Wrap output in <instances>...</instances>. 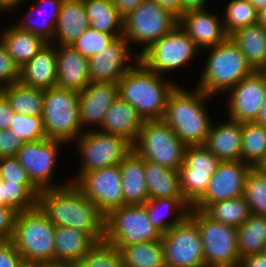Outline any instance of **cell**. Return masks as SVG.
I'll use <instances>...</instances> for the list:
<instances>
[{
	"instance_id": "1",
	"label": "cell",
	"mask_w": 266,
	"mask_h": 267,
	"mask_svg": "<svg viewBox=\"0 0 266 267\" xmlns=\"http://www.w3.org/2000/svg\"><path fill=\"white\" fill-rule=\"evenodd\" d=\"M37 206L55 226L89 233L97 242L104 240L105 216L74 183L40 190Z\"/></svg>"
},
{
	"instance_id": "2",
	"label": "cell",
	"mask_w": 266,
	"mask_h": 267,
	"mask_svg": "<svg viewBox=\"0 0 266 267\" xmlns=\"http://www.w3.org/2000/svg\"><path fill=\"white\" fill-rule=\"evenodd\" d=\"M136 57L135 66L117 83L119 98L131 104L143 121L163 120L168 97L178 84L163 81Z\"/></svg>"
},
{
	"instance_id": "3",
	"label": "cell",
	"mask_w": 266,
	"mask_h": 267,
	"mask_svg": "<svg viewBox=\"0 0 266 267\" xmlns=\"http://www.w3.org/2000/svg\"><path fill=\"white\" fill-rule=\"evenodd\" d=\"M208 97L198 88L192 92L179 85L168 97L163 121L186 146L204 145L206 141L212 125L204 107Z\"/></svg>"
},
{
	"instance_id": "4",
	"label": "cell",
	"mask_w": 266,
	"mask_h": 267,
	"mask_svg": "<svg viewBox=\"0 0 266 267\" xmlns=\"http://www.w3.org/2000/svg\"><path fill=\"white\" fill-rule=\"evenodd\" d=\"M55 225L36 206L18 212L11 241L26 264H42L55 260Z\"/></svg>"
},
{
	"instance_id": "5",
	"label": "cell",
	"mask_w": 266,
	"mask_h": 267,
	"mask_svg": "<svg viewBox=\"0 0 266 267\" xmlns=\"http://www.w3.org/2000/svg\"><path fill=\"white\" fill-rule=\"evenodd\" d=\"M211 48L198 89L210 97L217 92L230 90L254 70L247 63L239 47L228 38Z\"/></svg>"
},
{
	"instance_id": "6",
	"label": "cell",
	"mask_w": 266,
	"mask_h": 267,
	"mask_svg": "<svg viewBox=\"0 0 266 267\" xmlns=\"http://www.w3.org/2000/svg\"><path fill=\"white\" fill-rule=\"evenodd\" d=\"M190 210L188 216L197 224L202 238L206 267H239L237 227L215 221L204 211Z\"/></svg>"
},
{
	"instance_id": "7",
	"label": "cell",
	"mask_w": 266,
	"mask_h": 267,
	"mask_svg": "<svg viewBox=\"0 0 266 267\" xmlns=\"http://www.w3.org/2000/svg\"><path fill=\"white\" fill-rule=\"evenodd\" d=\"M79 92L53 87L45 90L43 124L49 139L70 142L83 133L79 118Z\"/></svg>"
},
{
	"instance_id": "8",
	"label": "cell",
	"mask_w": 266,
	"mask_h": 267,
	"mask_svg": "<svg viewBox=\"0 0 266 267\" xmlns=\"http://www.w3.org/2000/svg\"><path fill=\"white\" fill-rule=\"evenodd\" d=\"M186 145L163 121H144L132 149L145 161L179 170Z\"/></svg>"
},
{
	"instance_id": "9",
	"label": "cell",
	"mask_w": 266,
	"mask_h": 267,
	"mask_svg": "<svg viewBox=\"0 0 266 267\" xmlns=\"http://www.w3.org/2000/svg\"><path fill=\"white\" fill-rule=\"evenodd\" d=\"M161 238L162 233L148 218L146 204L123 205L105 216L104 240L114 244L119 250Z\"/></svg>"
},
{
	"instance_id": "10",
	"label": "cell",
	"mask_w": 266,
	"mask_h": 267,
	"mask_svg": "<svg viewBox=\"0 0 266 267\" xmlns=\"http://www.w3.org/2000/svg\"><path fill=\"white\" fill-rule=\"evenodd\" d=\"M179 24V17L156 1L145 0L124 18L123 36L129 43L145 45L140 54L151 44L172 31Z\"/></svg>"
},
{
	"instance_id": "11",
	"label": "cell",
	"mask_w": 266,
	"mask_h": 267,
	"mask_svg": "<svg viewBox=\"0 0 266 267\" xmlns=\"http://www.w3.org/2000/svg\"><path fill=\"white\" fill-rule=\"evenodd\" d=\"M199 49L178 24L138 56L147 69L161 75L189 63Z\"/></svg>"
},
{
	"instance_id": "12",
	"label": "cell",
	"mask_w": 266,
	"mask_h": 267,
	"mask_svg": "<svg viewBox=\"0 0 266 267\" xmlns=\"http://www.w3.org/2000/svg\"><path fill=\"white\" fill-rule=\"evenodd\" d=\"M78 148L83 162L75 183L83 174L118 165L132 150V144L124 137L97 130L84 131L78 137Z\"/></svg>"
},
{
	"instance_id": "13",
	"label": "cell",
	"mask_w": 266,
	"mask_h": 267,
	"mask_svg": "<svg viewBox=\"0 0 266 267\" xmlns=\"http://www.w3.org/2000/svg\"><path fill=\"white\" fill-rule=\"evenodd\" d=\"M166 267H206L197 224L187 216L161 238Z\"/></svg>"
},
{
	"instance_id": "14",
	"label": "cell",
	"mask_w": 266,
	"mask_h": 267,
	"mask_svg": "<svg viewBox=\"0 0 266 267\" xmlns=\"http://www.w3.org/2000/svg\"><path fill=\"white\" fill-rule=\"evenodd\" d=\"M220 162L204 145L186 146L179 175L182 193L191 205L206 192Z\"/></svg>"
},
{
	"instance_id": "15",
	"label": "cell",
	"mask_w": 266,
	"mask_h": 267,
	"mask_svg": "<svg viewBox=\"0 0 266 267\" xmlns=\"http://www.w3.org/2000/svg\"><path fill=\"white\" fill-rule=\"evenodd\" d=\"M74 184L104 216L124 205L119 164L87 172Z\"/></svg>"
},
{
	"instance_id": "16",
	"label": "cell",
	"mask_w": 266,
	"mask_h": 267,
	"mask_svg": "<svg viewBox=\"0 0 266 267\" xmlns=\"http://www.w3.org/2000/svg\"><path fill=\"white\" fill-rule=\"evenodd\" d=\"M252 166L240 161H221L212 174L206 192L192 205L205 211L211 204L243 195L247 174Z\"/></svg>"
},
{
	"instance_id": "17",
	"label": "cell",
	"mask_w": 266,
	"mask_h": 267,
	"mask_svg": "<svg viewBox=\"0 0 266 267\" xmlns=\"http://www.w3.org/2000/svg\"><path fill=\"white\" fill-rule=\"evenodd\" d=\"M63 143L66 142L49 138L24 142L16 154L15 157L39 190L61 187V185L52 186L50 179L55 171L58 148Z\"/></svg>"
},
{
	"instance_id": "18",
	"label": "cell",
	"mask_w": 266,
	"mask_h": 267,
	"mask_svg": "<svg viewBox=\"0 0 266 267\" xmlns=\"http://www.w3.org/2000/svg\"><path fill=\"white\" fill-rule=\"evenodd\" d=\"M265 97L266 74L254 70L231 89L229 119L241 123L256 121Z\"/></svg>"
},
{
	"instance_id": "19",
	"label": "cell",
	"mask_w": 266,
	"mask_h": 267,
	"mask_svg": "<svg viewBox=\"0 0 266 267\" xmlns=\"http://www.w3.org/2000/svg\"><path fill=\"white\" fill-rule=\"evenodd\" d=\"M128 44L124 36L118 37L107 49L102 50V53L91 57L89 59L90 82L118 83L133 67L126 63L129 58L132 59Z\"/></svg>"
},
{
	"instance_id": "20",
	"label": "cell",
	"mask_w": 266,
	"mask_h": 267,
	"mask_svg": "<svg viewBox=\"0 0 266 267\" xmlns=\"http://www.w3.org/2000/svg\"><path fill=\"white\" fill-rule=\"evenodd\" d=\"M117 98L116 82H90L78 96L81 127L92 123L101 127L107 110Z\"/></svg>"
},
{
	"instance_id": "21",
	"label": "cell",
	"mask_w": 266,
	"mask_h": 267,
	"mask_svg": "<svg viewBox=\"0 0 266 267\" xmlns=\"http://www.w3.org/2000/svg\"><path fill=\"white\" fill-rule=\"evenodd\" d=\"M179 26L200 49L223 43L229 38L224 23L206 9L188 11L180 15Z\"/></svg>"
},
{
	"instance_id": "22",
	"label": "cell",
	"mask_w": 266,
	"mask_h": 267,
	"mask_svg": "<svg viewBox=\"0 0 266 267\" xmlns=\"http://www.w3.org/2000/svg\"><path fill=\"white\" fill-rule=\"evenodd\" d=\"M56 48L57 87L82 91L90 83L89 59L71 46Z\"/></svg>"
},
{
	"instance_id": "23",
	"label": "cell",
	"mask_w": 266,
	"mask_h": 267,
	"mask_svg": "<svg viewBox=\"0 0 266 267\" xmlns=\"http://www.w3.org/2000/svg\"><path fill=\"white\" fill-rule=\"evenodd\" d=\"M26 87L50 89L57 87L56 48L48 43L20 69V81Z\"/></svg>"
},
{
	"instance_id": "24",
	"label": "cell",
	"mask_w": 266,
	"mask_h": 267,
	"mask_svg": "<svg viewBox=\"0 0 266 267\" xmlns=\"http://www.w3.org/2000/svg\"><path fill=\"white\" fill-rule=\"evenodd\" d=\"M242 123L228 120L212 126L204 146L220 161L241 160Z\"/></svg>"
},
{
	"instance_id": "25",
	"label": "cell",
	"mask_w": 266,
	"mask_h": 267,
	"mask_svg": "<svg viewBox=\"0 0 266 267\" xmlns=\"http://www.w3.org/2000/svg\"><path fill=\"white\" fill-rule=\"evenodd\" d=\"M143 123L144 121L131 104L117 98L107 110L99 131L124 137L133 144Z\"/></svg>"
},
{
	"instance_id": "26",
	"label": "cell",
	"mask_w": 266,
	"mask_h": 267,
	"mask_svg": "<svg viewBox=\"0 0 266 267\" xmlns=\"http://www.w3.org/2000/svg\"><path fill=\"white\" fill-rule=\"evenodd\" d=\"M124 205L145 204L148 191L144 175V160L133 149L119 163Z\"/></svg>"
},
{
	"instance_id": "27",
	"label": "cell",
	"mask_w": 266,
	"mask_h": 267,
	"mask_svg": "<svg viewBox=\"0 0 266 267\" xmlns=\"http://www.w3.org/2000/svg\"><path fill=\"white\" fill-rule=\"evenodd\" d=\"M89 27L83 0H63L54 32L59 45H73Z\"/></svg>"
},
{
	"instance_id": "28",
	"label": "cell",
	"mask_w": 266,
	"mask_h": 267,
	"mask_svg": "<svg viewBox=\"0 0 266 267\" xmlns=\"http://www.w3.org/2000/svg\"><path fill=\"white\" fill-rule=\"evenodd\" d=\"M229 38L239 47L253 70L264 69L266 66V28L257 22L236 30Z\"/></svg>"
},
{
	"instance_id": "29",
	"label": "cell",
	"mask_w": 266,
	"mask_h": 267,
	"mask_svg": "<svg viewBox=\"0 0 266 267\" xmlns=\"http://www.w3.org/2000/svg\"><path fill=\"white\" fill-rule=\"evenodd\" d=\"M144 175L149 199L184 198L179 170L144 160Z\"/></svg>"
},
{
	"instance_id": "30",
	"label": "cell",
	"mask_w": 266,
	"mask_h": 267,
	"mask_svg": "<svg viewBox=\"0 0 266 267\" xmlns=\"http://www.w3.org/2000/svg\"><path fill=\"white\" fill-rule=\"evenodd\" d=\"M55 261L79 262L97 243L89 233H79L73 228L55 226Z\"/></svg>"
},
{
	"instance_id": "31",
	"label": "cell",
	"mask_w": 266,
	"mask_h": 267,
	"mask_svg": "<svg viewBox=\"0 0 266 267\" xmlns=\"http://www.w3.org/2000/svg\"><path fill=\"white\" fill-rule=\"evenodd\" d=\"M2 34L0 41L20 69L48 44L42 37L15 25Z\"/></svg>"
},
{
	"instance_id": "32",
	"label": "cell",
	"mask_w": 266,
	"mask_h": 267,
	"mask_svg": "<svg viewBox=\"0 0 266 267\" xmlns=\"http://www.w3.org/2000/svg\"><path fill=\"white\" fill-rule=\"evenodd\" d=\"M90 27L116 38L123 36L124 18L112 0H83Z\"/></svg>"
},
{
	"instance_id": "33",
	"label": "cell",
	"mask_w": 266,
	"mask_h": 267,
	"mask_svg": "<svg viewBox=\"0 0 266 267\" xmlns=\"http://www.w3.org/2000/svg\"><path fill=\"white\" fill-rule=\"evenodd\" d=\"M145 204L149 220L162 234L173 226L180 224L188 216L189 210L192 208V205L185 198L164 197L148 199ZM175 209L177 214L172 217L173 219L171 221L166 220L165 213H169L172 210L175 211Z\"/></svg>"
},
{
	"instance_id": "34",
	"label": "cell",
	"mask_w": 266,
	"mask_h": 267,
	"mask_svg": "<svg viewBox=\"0 0 266 267\" xmlns=\"http://www.w3.org/2000/svg\"><path fill=\"white\" fill-rule=\"evenodd\" d=\"M15 113L42 116L44 89L26 87L20 82L0 88Z\"/></svg>"
},
{
	"instance_id": "35",
	"label": "cell",
	"mask_w": 266,
	"mask_h": 267,
	"mask_svg": "<svg viewBox=\"0 0 266 267\" xmlns=\"http://www.w3.org/2000/svg\"><path fill=\"white\" fill-rule=\"evenodd\" d=\"M241 160L252 167L266 165V128L259 123H242Z\"/></svg>"
},
{
	"instance_id": "36",
	"label": "cell",
	"mask_w": 266,
	"mask_h": 267,
	"mask_svg": "<svg viewBox=\"0 0 266 267\" xmlns=\"http://www.w3.org/2000/svg\"><path fill=\"white\" fill-rule=\"evenodd\" d=\"M123 267H166L161 240L132 244L120 249Z\"/></svg>"
},
{
	"instance_id": "37",
	"label": "cell",
	"mask_w": 266,
	"mask_h": 267,
	"mask_svg": "<svg viewBox=\"0 0 266 267\" xmlns=\"http://www.w3.org/2000/svg\"><path fill=\"white\" fill-rule=\"evenodd\" d=\"M238 231V252L240 258L263 253L266 250V217L251 215Z\"/></svg>"
},
{
	"instance_id": "38",
	"label": "cell",
	"mask_w": 266,
	"mask_h": 267,
	"mask_svg": "<svg viewBox=\"0 0 266 267\" xmlns=\"http://www.w3.org/2000/svg\"><path fill=\"white\" fill-rule=\"evenodd\" d=\"M204 212L215 221L237 228L252 215L243 195L213 203Z\"/></svg>"
},
{
	"instance_id": "39",
	"label": "cell",
	"mask_w": 266,
	"mask_h": 267,
	"mask_svg": "<svg viewBox=\"0 0 266 267\" xmlns=\"http://www.w3.org/2000/svg\"><path fill=\"white\" fill-rule=\"evenodd\" d=\"M243 197L253 215L266 217V169L264 167H252L247 174Z\"/></svg>"
},
{
	"instance_id": "40",
	"label": "cell",
	"mask_w": 266,
	"mask_h": 267,
	"mask_svg": "<svg viewBox=\"0 0 266 267\" xmlns=\"http://www.w3.org/2000/svg\"><path fill=\"white\" fill-rule=\"evenodd\" d=\"M40 2H38V4L35 6L32 5L31 7V13L28 11V13H26V15L28 16V18L31 16V14L35 11H39L38 14H43V12L45 11L43 4H48V6L50 5L52 7H50L51 11V15L49 16V18H45L43 19L44 21L40 22H32L31 19L29 18V21H21L18 26L21 30L24 31H28L33 33L34 35L40 36L42 37L45 41H47L48 43L51 40V38H54V32H55V26L57 23V19H58V15L60 13V9L63 3V0H39ZM45 6V5H44ZM47 10V9H46ZM50 14V13H49ZM34 17V16H33ZM43 17V15H42ZM32 22V24L30 23Z\"/></svg>"
},
{
	"instance_id": "41",
	"label": "cell",
	"mask_w": 266,
	"mask_h": 267,
	"mask_svg": "<svg viewBox=\"0 0 266 267\" xmlns=\"http://www.w3.org/2000/svg\"><path fill=\"white\" fill-rule=\"evenodd\" d=\"M2 191L4 206H10L18 212L27 211L37 206L40 190L35 185H20L3 181Z\"/></svg>"
},
{
	"instance_id": "42",
	"label": "cell",
	"mask_w": 266,
	"mask_h": 267,
	"mask_svg": "<svg viewBox=\"0 0 266 267\" xmlns=\"http://www.w3.org/2000/svg\"><path fill=\"white\" fill-rule=\"evenodd\" d=\"M225 14L223 23L229 36L238 29L258 22V11L248 0H230Z\"/></svg>"
},
{
	"instance_id": "43",
	"label": "cell",
	"mask_w": 266,
	"mask_h": 267,
	"mask_svg": "<svg viewBox=\"0 0 266 267\" xmlns=\"http://www.w3.org/2000/svg\"><path fill=\"white\" fill-rule=\"evenodd\" d=\"M76 264L77 267H123L120 250L105 240L98 241Z\"/></svg>"
},
{
	"instance_id": "44",
	"label": "cell",
	"mask_w": 266,
	"mask_h": 267,
	"mask_svg": "<svg viewBox=\"0 0 266 267\" xmlns=\"http://www.w3.org/2000/svg\"><path fill=\"white\" fill-rule=\"evenodd\" d=\"M9 129L17 136V139H22L24 142H34L47 138L42 116L14 113Z\"/></svg>"
},
{
	"instance_id": "45",
	"label": "cell",
	"mask_w": 266,
	"mask_h": 267,
	"mask_svg": "<svg viewBox=\"0 0 266 267\" xmlns=\"http://www.w3.org/2000/svg\"><path fill=\"white\" fill-rule=\"evenodd\" d=\"M115 39L114 35L99 32L89 27L71 47L90 59L94 55L102 53V50L107 49Z\"/></svg>"
},
{
	"instance_id": "46",
	"label": "cell",
	"mask_w": 266,
	"mask_h": 267,
	"mask_svg": "<svg viewBox=\"0 0 266 267\" xmlns=\"http://www.w3.org/2000/svg\"><path fill=\"white\" fill-rule=\"evenodd\" d=\"M0 177L3 181H9V183L34 185L16 157L0 158Z\"/></svg>"
},
{
	"instance_id": "47",
	"label": "cell",
	"mask_w": 266,
	"mask_h": 267,
	"mask_svg": "<svg viewBox=\"0 0 266 267\" xmlns=\"http://www.w3.org/2000/svg\"><path fill=\"white\" fill-rule=\"evenodd\" d=\"M19 81L20 68L0 41V88L18 83Z\"/></svg>"
},
{
	"instance_id": "48",
	"label": "cell",
	"mask_w": 266,
	"mask_h": 267,
	"mask_svg": "<svg viewBox=\"0 0 266 267\" xmlns=\"http://www.w3.org/2000/svg\"><path fill=\"white\" fill-rule=\"evenodd\" d=\"M18 211L10 206H0V241L12 239Z\"/></svg>"
},
{
	"instance_id": "49",
	"label": "cell",
	"mask_w": 266,
	"mask_h": 267,
	"mask_svg": "<svg viewBox=\"0 0 266 267\" xmlns=\"http://www.w3.org/2000/svg\"><path fill=\"white\" fill-rule=\"evenodd\" d=\"M10 129L0 130V158L15 157L24 141L17 139Z\"/></svg>"
},
{
	"instance_id": "50",
	"label": "cell",
	"mask_w": 266,
	"mask_h": 267,
	"mask_svg": "<svg viewBox=\"0 0 266 267\" xmlns=\"http://www.w3.org/2000/svg\"><path fill=\"white\" fill-rule=\"evenodd\" d=\"M23 265V258L14 243L11 240L0 241V267H22Z\"/></svg>"
},
{
	"instance_id": "51",
	"label": "cell",
	"mask_w": 266,
	"mask_h": 267,
	"mask_svg": "<svg viewBox=\"0 0 266 267\" xmlns=\"http://www.w3.org/2000/svg\"><path fill=\"white\" fill-rule=\"evenodd\" d=\"M14 111L6 97L0 92V130L9 129L13 120Z\"/></svg>"
},
{
	"instance_id": "52",
	"label": "cell",
	"mask_w": 266,
	"mask_h": 267,
	"mask_svg": "<svg viewBox=\"0 0 266 267\" xmlns=\"http://www.w3.org/2000/svg\"><path fill=\"white\" fill-rule=\"evenodd\" d=\"M145 0H112L119 14L126 18Z\"/></svg>"
},
{
	"instance_id": "53",
	"label": "cell",
	"mask_w": 266,
	"mask_h": 267,
	"mask_svg": "<svg viewBox=\"0 0 266 267\" xmlns=\"http://www.w3.org/2000/svg\"><path fill=\"white\" fill-rule=\"evenodd\" d=\"M239 267H266V253H257L241 258Z\"/></svg>"
},
{
	"instance_id": "54",
	"label": "cell",
	"mask_w": 266,
	"mask_h": 267,
	"mask_svg": "<svg viewBox=\"0 0 266 267\" xmlns=\"http://www.w3.org/2000/svg\"><path fill=\"white\" fill-rule=\"evenodd\" d=\"M207 0H181V15L194 10L204 9Z\"/></svg>"
},
{
	"instance_id": "55",
	"label": "cell",
	"mask_w": 266,
	"mask_h": 267,
	"mask_svg": "<svg viewBox=\"0 0 266 267\" xmlns=\"http://www.w3.org/2000/svg\"><path fill=\"white\" fill-rule=\"evenodd\" d=\"M156 1L162 7L169 9L178 17L181 15V0H153Z\"/></svg>"
},
{
	"instance_id": "56",
	"label": "cell",
	"mask_w": 266,
	"mask_h": 267,
	"mask_svg": "<svg viewBox=\"0 0 266 267\" xmlns=\"http://www.w3.org/2000/svg\"><path fill=\"white\" fill-rule=\"evenodd\" d=\"M23 0H0V10L10 11L19 6Z\"/></svg>"
},
{
	"instance_id": "57",
	"label": "cell",
	"mask_w": 266,
	"mask_h": 267,
	"mask_svg": "<svg viewBox=\"0 0 266 267\" xmlns=\"http://www.w3.org/2000/svg\"><path fill=\"white\" fill-rule=\"evenodd\" d=\"M41 267H77V264L63 261H50L40 264Z\"/></svg>"
},
{
	"instance_id": "58",
	"label": "cell",
	"mask_w": 266,
	"mask_h": 267,
	"mask_svg": "<svg viewBox=\"0 0 266 267\" xmlns=\"http://www.w3.org/2000/svg\"><path fill=\"white\" fill-rule=\"evenodd\" d=\"M255 122L259 123L260 125L266 128V97L260 109L259 116L257 117V120Z\"/></svg>"
},
{
	"instance_id": "59",
	"label": "cell",
	"mask_w": 266,
	"mask_h": 267,
	"mask_svg": "<svg viewBox=\"0 0 266 267\" xmlns=\"http://www.w3.org/2000/svg\"><path fill=\"white\" fill-rule=\"evenodd\" d=\"M258 23L266 28V6L258 11Z\"/></svg>"
},
{
	"instance_id": "60",
	"label": "cell",
	"mask_w": 266,
	"mask_h": 267,
	"mask_svg": "<svg viewBox=\"0 0 266 267\" xmlns=\"http://www.w3.org/2000/svg\"><path fill=\"white\" fill-rule=\"evenodd\" d=\"M257 11H260L266 6V0H248Z\"/></svg>"
},
{
	"instance_id": "61",
	"label": "cell",
	"mask_w": 266,
	"mask_h": 267,
	"mask_svg": "<svg viewBox=\"0 0 266 267\" xmlns=\"http://www.w3.org/2000/svg\"><path fill=\"white\" fill-rule=\"evenodd\" d=\"M2 184L3 180L0 177V206H4V197H3V191H2Z\"/></svg>"
},
{
	"instance_id": "62",
	"label": "cell",
	"mask_w": 266,
	"mask_h": 267,
	"mask_svg": "<svg viewBox=\"0 0 266 267\" xmlns=\"http://www.w3.org/2000/svg\"><path fill=\"white\" fill-rule=\"evenodd\" d=\"M22 267H41L40 264H26L24 263V265Z\"/></svg>"
},
{
	"instance_id": "63",
	"label": "cell",
	"mask_w": 266,
	"mask_h": 267,
	"mask_svg": "<svg viewBox=\"0 0 266 267\" xmlns=\"http://www.w3.org/2000/svg\"><path fill=\"white\" fill-rule=\"evenodd\" d=\"M262 71L266 74V66L264 67V69Z\"/></svg>"
}]
</instances>
